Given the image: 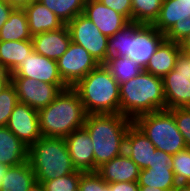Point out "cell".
<instances>
[{
    "mask_svg": "<svg viewBox=\"0 0 190 191\" xmlns=\"http://www.w3.org/2000/svg\"><path fill=\"white\" fill-rule=\"evenodd\" d=\"M133 121L120 113L87 114L84 128L93 143L94 172L124 153L125 137Z\"/></svg>",
    "mask_w": 190,
    "mask_h": 191,
    "instance_id": "cell-1",
    "label": "cell"
},
{
    "mask_svg": "<svg viewBox=\"0 0 190 191\" xmlns=\"http://www.w3.org/2000/svg\"><path fill=\"white\" fill-rule=\"evenodd\" d=\"M120 114L134 121L137 117L166 109L163 79L143 70L120 84Z\"/></svg>",
    "mask_w": 190,
    "mask_h": 191,
    "instance_id": "cell-2",
    "label": "cell"
},
{
    "mask_svg": "<svg viewBox=\"0 0 190 191\" xmlns=\"http://www.w3.org/2000/svg\"><path fill=\"white\" fill-rule=\"evenodd\" d=\"M42 136L65 138L83 128L87 113L77 92L68 87L48 106L38 111Z\"/></svg>",
    "mask_w": 190,
    "mask_h": 191,
    "instance_id": "cell-3",
    "label": "cell"
},
{
    "mask_svg": "<svg viewBox=\"0 0 190 191\" xmlns=\"http://www.w3.org/2000/svg\"><path fill=\"white\" fill-rule=\"evenodd\" d=\"M119 86L106 66L100 64L72 88L87 114H115L120 113Z\"/></svg>",
    "mask_w": 190,
    "mask_h": 191,
    "instance_id": "cell-4",
    "label": "cell"
},
{
    "mask_svg": "<svg viewBox=\"0 0 190 191\" xmlns=\"http://www.w3.org/2000/svg\"><path fill=\"white\" fill-rule=\"evenodd\" d=\"M28 161L36 182L41 184L76 171L66 141L61 137H40L29 147Z\"/></svg>",
    "mask_w": 190,
    "mask_h": 191,
    "instance_id": "cell-5",
    "label": "cell"
},
{
    "mask_svg": "<svg viewBox=\"0 0 190 191\" xmlns=\"http://www.w3.org/2000/svg\"><path fill=\"white\" fill-rule=\"evenodd\" d=\"M133 123L149 138L157 150L175 155L187 148L169 109L137 117Z\"/></svg>",
    "mask_w": 190,
    "mask_h": 191,
    "instance_id": "cell-6",
    "label": "cell"
},
{
    "mask_svg": "<svg viewBox=\"0 0 190 191\" xmlns=\"http://www.w3.org/2000/svg\"><path fill=\"white\" fill-rule=\"evenodd\" d=\"M162 79L166 109L190 107V53L181 50L174 69Z\"/></svg>",
    "mask_w": 190,
    "mask_h": 191,
    "instance_id": "cell-7",
    "label": "cell"
},
{
    "mask_svg": "<svg viewBox=\"0 0 190 191\" xmlns=\"http://www.w3.org/2000/svg\"><path fill=\"white\" fill-rule=\"evenodd\" d=\"M71 41L82 46L99 63L107 61V44L109 37L83 14L76 16L67 24Z\"/></svg>",
    "mask_w": 190,
    "mask_h": 191,
    "instance_id": "cell-8",
    "label": "cell"
},
{
    "mask_svg": "<svg viewBox=\"0 0 190 191\" xmlns=\"http://www.w3.org/2000/svg\"><path fill=\"white\" fill-rule=\"evenodd\" d=\"M99 65L88 51L72 41L66 52L57 60L59 75L68 87H73Z\"/></svg>",
    "mask_w": 190,
    "mask_h": 191,
    "instance_id": "cell-9",
    "label": "cell"
},
{
    "mask_svg": "<svg viewBox=\"0 0 190 191\" xmlns=\"http://www.w3.org/2000/svg\"><path fill=\"white\" fill-rule=\"evenodd\" d=\"M11 83L16 89L18 102L37 111L48 106L62 90L68 88L66 84H49L27 77H11Z\"/></svg>",
    "mask_w": 190,
    "mask_h": 191,
    "instance_id": "cell-10",
    "label": "cell"
},
{
    "mask_svg": "<svg viewBox=\"0 0 190 191\" xmlns=\"http://www.w3.org/2000/svg\"><path fill=\"white\" fill-rule=\"evenodd\" d=\"M165 40V34L159 32L153 25L142 24L128 38L127 57L145 69L149 59Z\"/></svg>",
    "mask_w": 190,
    "mask_h": 191,
    "instance_id": "cell-11",
    "label": "cell"
},
{
    "mask_svg": "<svg viewBox=\"0 0 190 191\" xmlns=\"http://www.w3.org/2000/svg\"><path fill=\"white\" fill-rule=\"evenodd\" d=\"M6 127L28 147L42 137L38 111L25 103L16 104Z\"/></svg>",
    "mask_w": 190,
    "mask_h": 191,
    "instance_id": "cell-12",
    "label": "cell"
},
{
    "mask_svg": "<svg viewBox=\"0 0 190 191\" xmlns=\"http://www.w3.org/2000/svg\"><path fill=\"white\" fill-rule=\"evenodd\" d=\"M11 77H27L38 82L65 84L58 72L57 60L32 52L12 73Z\"/></svg>",
    "mask_w": 190,
    "mask_h": 191,
    "instance_id": "cell-13",
    "label": "cell"
},
{
    "mask_svg": "<svg viewBox=\"0 0 190 191\" xmlns=\"http://www.w3.org/2000/svg\"><path fill=\"white\" fill-rule=\"evenodd\" d=\"M83 15L107 37L113 36L130 23L124 15L105 6L99 0H86Z\"/></svg>",
    "mask_w": 190,
    "mask_h": 191,
    "instance_id": "cell-14",
    "label": "cell"
},
{
    "mask_svg": "<svg viewBox=\"0 0 190 191\" xmlns=\"http://www.w3.org/2000/svg\"><path fill=\"white\" fill-rule=\"evenodd\" d=\"M74 168L83 173L94 172L93 143L83 127L64 138Z\"/></svg>",
    "mask_w": 190,
    "mask_h": 191,
    "instance_id": "cell-15",
    "label": "cell"
},
{
    "mask_svg": "<svg viewBox=\"0 0 190 191\" xmlns=\"http://www.w3.org/2000/svg\"><path fill=\"white\" fill-rule=\"evenodd\" d=\"M36 53L47 58L58 60L68 49L71 36L67 25L58 30L48 31L32 36Z\"/></svg>",
    "mask_w": 190,
    "mask_h": 191,
    "instance_id": "cell-16",
    "label": "cell"
},
{
    "mask_svg": "<svg viewBox=\"0 0 190 191\" xmlns=\"http://www.w3.org/2000/svg\"><path fill=\"white\" fill-rule=\"evenodd\" d=\"M156 150L149 138L133 123L125 137L124 152L142 170L149 167Z\"/></svg>",
    "mask_w": 190,
    "mask_h": 191,
    "instance_id": "cell-17",
    "label": "cell"
},
{
    "mask_svg": "<svg viewBox=\"0 0 190 191\" xmlns=\"http://www.w3.org/2000/svg\"><path fill=\"white\" fill-rule=\"evenodd\" d=\"M141 169L124 152L104 163L97 170V173L107 183L115 182H136L139 179Z\"/></svg>",
    "mask_w": 190,
    "mask_h": 191,
    "instance_id": "cell-18",
    "label": "cell"
},
{
    "mask_svg": "<svg viewBox=\"0 0 190 191\" xmlns=\"http://www.w3.org/2000/svg\"><path fill=\"white\" fill-rule=\"evenodd\" d=\"M23 9L26 13L29 31L32 36L43 32L55 31L65 25L54 12L38 0H34Z\"/></svg>",
    "mask_w": 190,
    "mask_h": 191,
    "instance_id": "cell-19",
    "label": "cell"
},
{
    "mask_svg": "<svg viewBox=\"0 0 190 191\" xmlns=\"http://www.w3.org/2000/svg\"><path fill=\"white\" fill-rule=\"evenodd\" d=\"M29 147L6 126H0V163L16 166L28 161Z\"/></svg>",
    "mask_w": 190,
    "mask_h": 191,
    "instance_id": "cell-20",
    "label": "cell"
},
{
    "mask_svg": "<svg viewBox=\"0 0 190 191\" xmlns=\"http://www.w3.org/2000/svg\"><path fill=\"white\" fill-rule=\"evenodd\" d=\"M187 18H190V0H163L159 15L152 25L166 34L175 23Z\"/></svg>",
    "mask_w": 190,
    "mask_h": 191,
    "instance_id": "cell-21",
    "label": "cell"
},
{
    "mask_svg": "<svg viewBox=\"0 0 190 191\" xmlns=\"http://www.w3.org/2000/svg\"><path fill=\"white\" fill-rule=\"evenodd\" d=\"M181 51L180 44L164 40L151 56L145 71L163 78L175 67L176 58Z\"/></svg>",
    "mask_w": 190,
    "mask_h": 191,
    "instance_id": "cell-22",
    "label": "cell"
},
{
    "mask_svg": "<svg viewBox=\"0 0 190 191\" xmlns=\"http://www.w3.org/2000/svg\"><path fill=\"white\" fill-rule=\"evenodd\" d=\"M33 51L32 40L0 41V69L12 73Z\"/></svg>",
    "mask_w": 190,
    "mask_h": 191,
    "instance_id": "cell-23",
    "label": "cell"
},
{
    "mask_svg": "<svg viewBox=\"0 0 190 191\" xmlns=\"http://www.w3.org/2000/svg\"><path fill=\"white\" fill-rule=\"evenodd\" d=\"M36 182L29 161L10 166L0 185V191H27Z\"/></svg>",
    "mask_w": 190,
    "mask_h": 191,
    "instance_id": "cell-24",
    "label": "cell"
},
{
    "mask_svg": "<svg viewBox=\"0 0 190 191\" xmlns=\"http://www.w3.org/2000/svg\"><path fill=\"white\" fill-rule=\"evenodd\" d=\"M32 40L24 9H14L0 30V41Z\"/></svg>",
    "mask_w": 190,
    "mask_h": 191,
    "instance_id": "cell-25",
    "label": "cell"
},
{
    "mask_svg": "<svg viewBox=\"0 0 190 191\" xmlns=\"http://www.w3.org/2000/svg\"><path fill=\"white\" fill-rule=\"evenodd\" d=\"M177 184L171 164L142 169L138 179L139 186H152L164 190L174 189Z\"/></svg>",
    "mask_w": 190,
    "mask_h": 191,
    "instance_id": "cell-26",
    "label": "cell"
},
{
    "mask_svg": "<svg viewBox=\"0 0 190 191\" xmlns=\"http://www.w3.org/2000/svg\"><path fill=\"white\" fill-rule=\"evenodd\" d=\"M104 65L119 85L134 78L144 70L129 57L109 56Z\"/></svg>",
    "mask_w": 190,
    "mask_h": 191,
    "instance_id": "cell-27",
    "label": "cell"
},
{
    "mask_svg": "<svg viewBox=\"0 0 190 191\" xmlns=\"http://www.w3.org/2000/svg\"><path fill=\"white\" fill-rule=\"evenodd\" d=\"M67 25L76 16L83 14L86 0H38Z\"/></svg>",
    "mask_w": 190,
    "mask_h": 191,
    "instance_id": "cell-28",
    "label": "cell"
},
{
    "mask_svg": "<svg viewBox=\"0 0 190 191\" xmlns=\"http://www.w3.org/2000/svg\"><path fill=\"white\" fill-rule=\"evenodd\" d=\"M163 0H132V22L152 25L157 19Z\"/></svg>",
    "mask_w": 190,
    "mask_h": 191,
    "instance_id": "cell-29",
    "label": "cell"
},
{
    "mask_svg": "<svg viewBox=\"0 0 190 191\" xmlns=\"http://www.w3.org/2000/svg\"><path fill=\"white\" fill-rule=\"evenodd\" d=\"M141 25V23L130 22L120 31L109 37L107 44V60L109 56L127 57L128 38Z\"/></svg>",
    "mask_w": 190,
    "mask_h": 191,
    "instance_id": "cell-30",
    "label": "cell"
},
{
    "mask_svg": "<svg viewBox=\"0 0 190 191\" xmlns=\"http://www.w3.org/2000/svg\"><path fill=\"white\" fill-rule=\"evenodd\" d=\"M171 165L177 182L190 184V148L172 155Z\"/></svg>",
    "mask_w": 190,
    "mask_h": 191,
    "instance_id": "cell-31",
    "label": "cell"
},
{
    "mask_svg": "<svg viewBox=\"0 0 190 191\" xmlns=\"http://www.w3.org/2000/svg\"><path fill=\"white\" fill-rule=\"evenodd\" d=\"M83 172L76 170L71 174L60 176L54 180L44 181L45 191H75L79 188V181Z\"/></svg>",
    "mask_w": 190,
    "mask_h": 191,
    "instance_id": "cell-32",
    "label": "cell"
},
{
    "mask_svg": "<svg viewBox=\"0 0 190 191\" xmlns=\"http://www.w3.org/2000/svg\"><path fill=\"white\" fill-rule=\"evenodd\" d=\"M18 103L17 92L12 83L0 93V126H6L14 107Z\"/></svg>",
    "mask_w": 190,
    "mask_h": 191,
    "instance_id": "cell-33",
    "label": "cell"
},
{
    "mask_svg": "<svg viewBox=\"0 0 190 191\" xmlns=\"http://www.w3.org/2000/svg\"><path fill=\"white\" fill-rule=\"evenodd\" d=\"M79 189L80 191H109V184L97 172H85L81 174Z\"/></svg>",
    "mask_w": 190,
    "mask_h": 191,
    "instance_id": "cell-34",
    "label": "cell"
},
{
    "mask_svg": "<svg viewBox=\"0 0 190 191\" xmlns=\"http://www.w3.org/2000/svg\"><path fill=\"white\" fill-rule=\"evenodd\" d=\"M170 111L174 115L177 128L183 135L187 148H190V107L173 108Z\"/></svg>",
    "mask_w": 190,
    "mask_h": 191,
    "instance_id": "cell-35",
    "label": "cell"
},
{
    "mask_svg": "<svg viewBox=\"0 0 190 191\" xmlns=\"http://www.w3.org/2000/svg\"><path fill=\"white\" fill-rule=\"evenodd\" d=\"M190 33V18L181 23H175L174 26L165 34V39L175 43H181Z\"/></svg>",
    "mask_w": 190,
    "mask_h": 191,
    "instance_id": "cell-36",
    "label": "cell"
},
{
    "mask_svg": "<svg viewBox=\"0 0 190 191\" xmlns=\"http://www.w3.org/2000/svg\"><path fill=\"white\" fill-rule=\"evenodd\" d=\"M105 6L124 15L132 22V0H99Z\"/></svg>",
    "mask_w": 190,
    "mask_h": 191,
    "instance_id": "cell-37",
    "label": "cell"
},
{
    "mask_svg": "<svg viewBox=\"0 0 190 191\" xmlns=\"http://www.w3.org/2000/svg\"><path fill=\"white\" fill-rule=\"evenodd\" d=\"M172 155L164 151L156 150L149 167L169 166L171 164Z\"/></svg>",
    "mask_w": 190,
    "mask_h": 191,
    "instance_id": "cell-38",
    "label": "cell"
},
{
    "mask_svg": "<svg viewBox=\"0 0 190 191\" xmlns=\"http://www.w3.org/2000/svg\"><path fill=\"white\" fill-rule=\"evenodd\" d=\"M109 191H139L138 181L110 183Z\"/></svg>",
    "mask_w": 190,
    "mask_h": 191,
    "instance_id": "cell-39",
    "label": "cell"
},
{
    "mask_svg": "<svg viewBox=\"0 0 190 191\" xmlns=\"http://www.w3.org/2000/svg\"><path fill=\"white\" fill-rule=\"evenodd\" d=\"M15 8L5 0H0V30L5 22L9 19L10 14Z\"/></svg>",
    "mask_w": 190,
    "mask_h": 191,
    "instance_id": "cell-40",
    "label": "cell"
},
{
    "mask_svg": "<svg viewBox=\"0 0 190 191\" xmlns=\"http://www.w3.org/2000/svg\"><path fill=\"white\" fill-rule=\"evenodd\" d=\"M11 83V73L0 69V93Z\"/></svg>",
    "mask_w": 190,
    "mask_h": 191,
    "instance_id": "cell-41",
    "label": "cell"
},
{
    "mask_svg": "<svg viewBox=\"0 0 190 191\" xmlns=\"http://www.w3.org/2000/svg\"><path fill=\"white\" fill-rule=\"evenodd\" d=\"M5 1L16 9H23L26 6L30 5L34 0H5Z\"/></svg>",
    "mask_w": 190,
    "mask_h": 191,
    "instance_id": "cell-42",
    "label": "cell"
},
{
    "mask_svg": "<svg viewBox=\"0 0 190 191\" xmlns=\"http://www.w3.org/2000/svg\"><path fill=\"white\" fill-rule=\"evenodd\" d=\"M180 48L182 51L190 53V33L187 37L180 43Z\"/></svg>",
    "mask_w": 190,
    "mask_h": 191,
    "instance_id": "cell-43",
    "label": "cell"
},
{
    "mask_svg": "<svg viewBox=\"0 0 190 191\" xmlns=\"http://www.w3.org/2000/svg\"><path fill=\"white\" fill-rule=\"evenodd\" d=\"M172 191H190V184L178 183Z\"/></svg>",
    "mask_w": 190,
    "mask_h": 191,
    "instance_id": "cell-44",
    "label": "cell"
},
{
    "mask_svg": "<svg viewBox=\"0 0 190 191\" xmlns=\"http://www.w3.org/2000/svg\"><path fill=\"white\" fill-rule=\"evenodd\" d=\"M173 189H159V188H155V187H150V186H139V191H172Z\"/></svg>",
    "mask_w": 190,
    "mask_h": 191,
    "instance_id": "cell-45",
    "label": "cell"
},
{
    "mask_svg": "<svg viewBox=\"0 0 190 191\" xmlns=\"http://www.w3.org/2000/svg\"><path fill=\"white\" fill-rule=\"evenodd\" d=\"M9 168H10V166L0 163V185L2 183V179H3L4 175L7 174V171Z\"/></svg>",
    "mask_w": 190,
    "mask_h": 191,
    "instance_id": "cell-46",
    "label": "cell"
},
{
    "mask_svg": "<svg viewBox=\"0 0 190 191\" xmlns=\"http://www.w3.org/2000/svg\"><path fill=\"white\" fill-rule=\"evenodd\" d=\"M27 191H45L41 183L35 182Z\"/></svg>",
    "mask_w": 190,
    "mask_h": 191,
    "instance_id": "cell-47",
    "label": "cell"
}]
</instances>
